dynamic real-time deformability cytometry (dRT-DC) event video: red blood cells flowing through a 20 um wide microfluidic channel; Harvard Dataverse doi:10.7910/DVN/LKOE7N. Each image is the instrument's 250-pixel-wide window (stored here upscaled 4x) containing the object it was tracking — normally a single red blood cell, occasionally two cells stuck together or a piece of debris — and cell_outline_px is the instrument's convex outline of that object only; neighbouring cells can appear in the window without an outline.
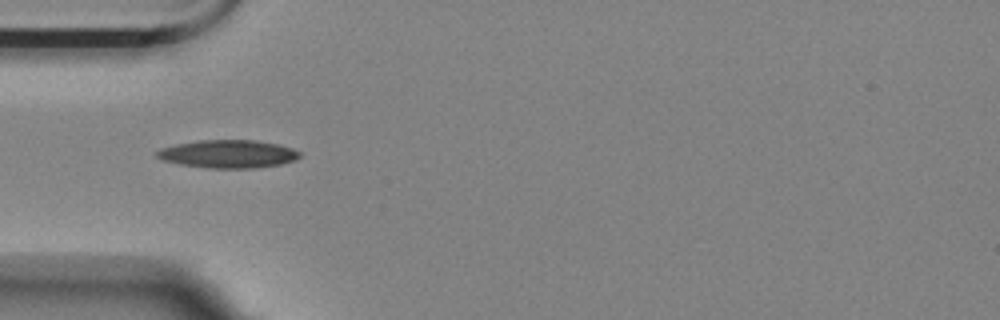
{"species": "Egyptian fruit bat (a non-hibernating species)", "species_latin": "Rousettus aegyptiacus", "temperature_condition": "room temperature", "stored_images_in_passage": 40, "camera_frame_rate_fps": 3000, "um_per_image_px": 0.085, "animal": {"sex": "female"}, "frame": {"image": 1, "passage_image": 1, "time_ms": 0.0, "image_size_px": [1000, 320], "cell_outline_px": [[300, 156], [296, 160], [280, 164], [256, 168], [208, 168], [180, 164], [164, 160], [156, 156], [156, 152], [160, 148], [176, 144], [200, 140], [256, 140], [276, 144], [292, 148], [300, 152]], "centroid_in_image_um": [19.39, 13.08], "position_along_channel_um": 65.6, "area_um2": 23.24}}
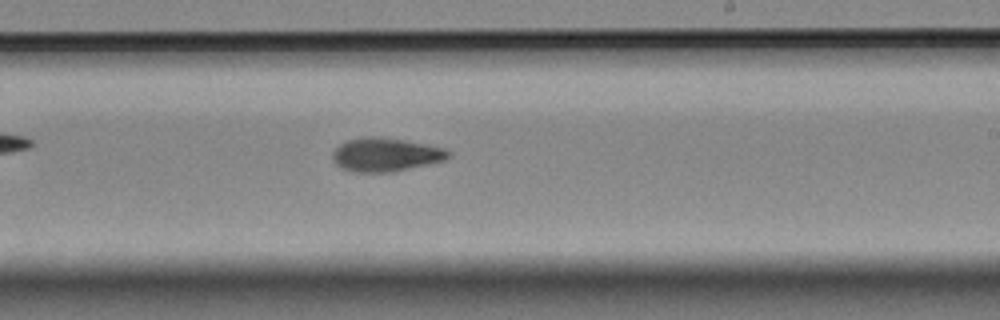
{"frame": {"image": 2, "passage_image": 17, "time_ms": 5.333, "image_size_px": [1000, 320], "cell_outline_px": [[452, 156], [444, 160], [428, 164], [392, 172], [352, 172], [340, 168], [332, 160], [332, 152], [340, 144], [348, 140], [368, 136], [372, 136], [404, 140], [444, 148], [452, 152]], "centroid_in_image_um": [32.76, 13.16], "position_along_channel_um": 256.2, "area_um2": 22.66}}
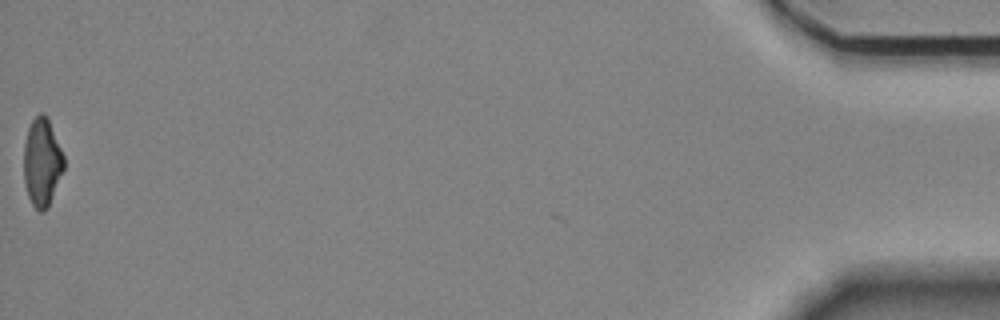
{"frame": {"image": 3, "passage_image": 40, "time_ms": 13.0, "image_size_px": [1000, 320], "cell_outline_px": [[64, 168], [48, 208], [44, 212], [40, 212], [32, 204], [28, 196], [24, 180], [24, 144], [28, 128], [32, 120], [40, 112], [44, 112], [48, 116], [64, 156]], "centroid_in_image_um": [3.58, 13.77], "position_along_channel_um": 431.6, "area_um2": 20.69}, "authors_computed_cell_mechanics": {"area_um2": 21.9929, "velocity_mm_per_s": 3.5633, "shape_relaxation_time_tau1_ms": 5.1537, "shape_relaxation_time_tau2_ms": 5.232, "deformation_change_tau1": 0.1538, "deformation_change_tau2": 0.1246}}